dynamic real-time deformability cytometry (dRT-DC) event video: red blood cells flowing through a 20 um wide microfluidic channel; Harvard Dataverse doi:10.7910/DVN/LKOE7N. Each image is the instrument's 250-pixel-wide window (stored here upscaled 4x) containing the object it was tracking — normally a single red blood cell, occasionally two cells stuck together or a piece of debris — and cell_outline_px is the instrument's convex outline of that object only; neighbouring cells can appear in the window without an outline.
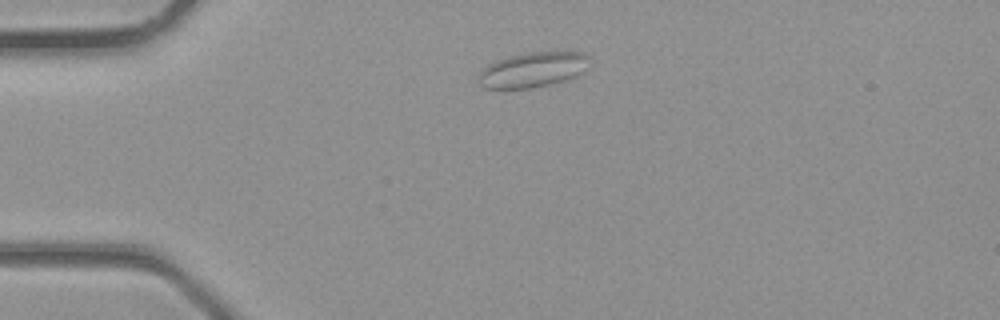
{"species": "common noctule bat (a hibernating species)", "species_latin": "Nyctalus noctula", "temperature_condition": "room temperature", "stored_images_in_passage": 1, "camera_frame_rate_fps": 3000, "um_per_image_px": 0.085, "animal": {"sex": "male", "body_mass_g": 23.1, "forearm_length_mm": 52.7}, "frame": {"image": 1, "passage_image": 1, "time_ms": 0.0, "image_size_px": [1000, 320], "cell_outline_px": [[592, 56], [580, 72], [572, 80], [532, 88], [484, 88], [480, 84], [480, 72], [488, 64], [496, 60], [528, 52], [584, 52]], "centroid_in_image_um": [45.33, 5.93], "position_along_channel_um": 39.7, "area_um2": 22.6}}